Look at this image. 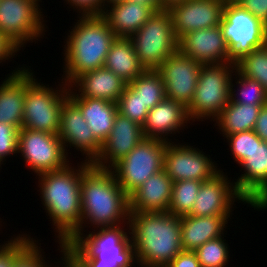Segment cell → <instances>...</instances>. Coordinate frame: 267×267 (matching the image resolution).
Segmentation results:
<instances>
[{
    "mask_svg": "<svg viewBox=\"0 0 267 267\" xmlns=\"http://www.w3.org/2000/svg\"><path fill=\"white\" fill-rule=\"evenodd\" d=\"M80 194V230L68 241H77L82 237L86 224L94 225V229L118 226L123 222L129 225V195L118 184L111 169L97 168L91 164L82 173Z\"/></svg>",
    "mask_w": 267,
    "mask_h": 267,
    "instance_id": "cell-1",
    "label": "cell"
},
{
    "mask_svg": "<svg viewBox=\"0 0 267 267\" xmlns=\"http://www.w3.org/2000/svg\"><path fill=\"white\" fill-rule=\"evenodd\" d=\"M82 162L77 169L70 166L72 163H68L62 169L38 175V187L40 186V197L45 212L55 226L54 232L58 233L57 242L62 244L80 230L82 173L91 165Z\"/></svg>",
    "mask_w": 267,
    "mask_h": 267,
    "instance_id": "cell-2",
    "label": "cell"
},
{
    "mask_svg": "<svg viewBox=\"0 0 267 267\" xmlns=\"http://www.w3.org/2000/svg\"><path fill=\"white\" fill-rule=\"evenodd\" d=\"M129 235L137 264L166 267L183 249L180 217L166 212H130Z\"/></svg>",
    "mask_w": 267,
    "mask_h": 267,
    "instance_id": "cell-3",
    "label": "cell"
},
{
    "mask_svg": "<svg viewBox=\"0 0 267 267\" xmlns=\"http://www.w3.org/2000/svg\"><path fill=\"white\" fill-rule=\"evenodd\" d=\"M79 15L64 46V83L70 86L82 74L104 67L115 34L101 15Z\"/></svg>",
    "mask_w": 267,
    "mask_h": 267,
    "instance_id": "cell-4",
    "label": "cell"
},
{
    "mask_svg": "<svg viewBox=\"0 0 267 267\" xmlns=\"http://www.w3.org/2000/svg\"><path fill=\"white\" fill-rule=\"evenodd\" d=\"M124 226L88 231L77 241H66L64 248L83 267H133L135 250Z\"/></svg>",
    "mask_w": 267,
    "mask_h": 267,
    "instance_id": "cell-5",
    "label": "cell"
},
{
    "mask_svg": "<svg viewBox=\"0 0 267 267\" xmlns=\"http://www.w3.org/2000/svg\"><path fill=\"white\" fill-rule=\"evenodd\" d=\"M25 67V103L22 128L58 135L62 105L69 98V86L61 82L53 89L33 77ZM59 89V90H58Z\"/></svg>",
    "mask_w": 267,
    "mask_h": 267,
    "instance_id": "cell-6",
    "label": "cell"
},
{
    "mask_svg": "<svg viewBox=\"0 0 267 267\" xmlns=\"http://www.w3.org/2000/svg\"><path fill=\"white\" fill-rule=\"evenodd\" d=\"M235 64L202 65L194 97L187 107L191 121H214L223 108L229 103L232 75L235 74Z\"/></svg>",
    "mask_w": 267,
    "mask_h": 267,
    "instance_id": "cell-7",
    "label": "cell"
},
{
    "mask_svg": "<svg viewBox=\"0 0 267 267\" xmlns=\"http://www.w3.org/2000/svg\"><path fill=\"white\" fill-rule=\"evenodd\" d=\"M226 41L227 63L236 64L255 49L267 45V25L235 1H227L220 23Z\"/></svg>",
    "mask_w": 267,
    "mask_h": 267,
    "instance_id": "cell-8",
    "label": "cell"
},
{
    "mask_svg": "<svg viewBox=\"0 0 267 267\" xmlns=\"http://www.w3.org/2000/svg\"><path fill=\"white\" fill-rule=\"evenodd\" d=\"M130 39L145 69H157L178 51V39L174 34L171 16L164 9L154 12Z\"/></svg>",
    "mask_w": 267,
    "mask_h": 267,
    "instance_id": "cell-9",
    "label": "cell"
},
{
    "mask_svg": "<svg viewBox=\"0 0 267 267\" xmlns=\"http://www.w3.org/2000/svg\"><path fill=\"white\" fill-rule=\"evenodd\" d=\"M166 145V141L145 137L127 156L110 168L128 195L150 176L163 170Z\"/></svg>",
    "mask_w": 267,
    "mask_h": 267,
    "instance_id": "cell-10",
    "label": "cell"
},
{
    "mask_svg": "<svg viewBox=\"0 0 267 267\" xmlns=\"http://www.w3.org/2000/svg\"><path fill=\"white\" fill-rule=\"evenodd\" d=\"M41 9L34 0H0V32L19 49L44 37Z\"/></svg>",
    "mask_w": 267,
    "mask_h": 267,
    "instance_id": "cell-11",
    "label": "cell"
},
{
    "mask_svg": "<svg viewBox=\"0 0 267 267\" xmlns=\"http://www.w3.org/2000/svg\"><path fill=\"white\" fill-rule=\"evenodd\" d=\"M19 153L36 175L62 169L70 162L58 135L27 128L19 130Z\"/></svg>",
    "mask_w": 267,
    "mask_h": 267,
    "instance_id": "cell-12",
    "label": "cell"
},
{
    "mask_svg": "<svg viewBox=\"0 0 267 267\" xmlns=\"http://www.w3.org/2000/svg\"><path fill=\"white\" fill-rule=\"evenodd\" d=\"M200 149L183 143L167 142L163 169L173 182L181 180L207 181L218 172V166Z\"/></svg>",
    "mask_w": 267,
    "mask_h": 267,
    "instance_id": "cell-13",
    "label": "cell"
},
{
    "mask_svg": "<svg viewBox=\"0 0 267 267\" xmlns=\"http://www.w3.org/2000/svg\"><path fill=\"white\" fill-rule=\"evenodd\" d=\"M202 64L179 51L169 56L158 68L165 87L166 98L190 105Z\"/></svg>",
    "mask_w": 267,
    "mask_h": 267,
    "instance_id": "cell-14",
    "label": "cell"
},
{
    "mask_svg": "<svg viewBox=\"0 0 267 267\" xmlns=\"http://www.w3.org/2000/svg\"><path fill=\"white\" fill-rule=\"evenodd\" d=\"M244 174L234 182L237 191L252 208H267V142L255 133V147L240 165Z\"/></svg>",
    "mask_w": 267,
    "mask_h": 267,
    "instance_id": "cell-15",
    "label": "cell"
},
{
    "mask_svg": "<svg viewBox=\"0 0 267 267\" xmlns=\"http://www.w3.org/2000/svg\"><path fill=\"white\" fill-rule=\"evenodd\" d=\"M224 0H183L167 9L177 39L189 32L217 27L223 17Z\"/></svg>",
    "mask_w": 267,
    "mask_h": 267,
    "instance_id": "cell-16",
    "label": "cell"
},
{
    "mask_svg": "<svg viewBox=\"0 0 267 267\" xmlns=\"http://www.w3.org/2000/svg\"><path fill=\"white\" fill-rule=\"evenodd\" d=\"M221 170L210 180L202 182L195 203L188 215L217 216L227 215L230 218L231 208L238 199L249 204L237 191L235 184L228 180Z\"/></svg>",
    "mask_w": 267,
    "mask_h": 267,
    "instance_id": "cell-17",
    "label": "cell"
},
{
    "mask_svg": "<svg viewBox=\"0 0 267 267\" xmlns=\"http://www.w3.org/2000/svg\"><path fill=\"white\" fill-rule=\"evenodd\" d=\"M58 137L62 140L67 156L69 145L86 155L84 161L92 164L101 152L102 145L93 136L81 110L69 98L62 105Z\"/></svg>",
    "mask_w": 267,
    "mask_h": 267,
    "instance_id": "cell-18",
    "label": "cell"
},
{
    "mask_svg": "<svg viewBox=\"0 0 267 267\" xmlns=\"http://www.w3.org/2000/svg\"><path fill=\"white\" fill-rule=\"evenodd\" d=\"M143 138L145 137L142 126L118 113L113 128L92 165L97 168L110 169L120 159L127 156Z\"/></svg>",
    "mask_w": 267,
    "mask_h": 267,
    "instance_id": "cell-19",
    "label": "cell"
},
{
    "mask_svg": "<svg viewBox=\"0 0 267 267\" xmlns=\"http://www.w3.org/2000/svg\"><path fill=\"white\" fill-rule=\"evenodd\" d=\"M178 51L202 65L227 63L228 47L220 25L183 35L178 39Z\"/></svg>",
    "mask_w": 267,
    "mask_h": 267,
    "instance_id": "cell-20",
    "label": "cell"
},
{
    "mask_svg": "<svg viewBox=\"0 0 267 267\" xmlns=\"http://www.w3.org/2000/svg\"><path fill=\"white\" fill-rule=\"evenodd\" d=\"M188 122L190 123L187 108L179 102L165 98L148 112L142 126L143 135L146 138L171 142L167 135L179 133Z\"/></svg>",
    "mask_w": 267,
    "mask_h": 267,
    "instance_id": "cell-21",
    "label": "cell"
},
{
    "mask_svg": "<svg viewBox=\"0 0 267 267\" xmlns=\"http://www.w3.org/2000/svg\"><path fill=\"white\" fill-rule=\"evenodd\" d=\"M126 85L119 76L102 67L79 76L69 86V97H91L117 103Z\"/></svg>",
    "mask_w": 267,
    "mask_h": 267,
    "instance_id": "cell-22",
    "label": "cell"
},
{
    "mask_svg": "<svg viewBox=\"0 0 267 267\" xmlns=\"http://www.w3.org/2000/svg\"><path fill=\"white\" fill-rule=\"evenodd\" d=\"M173 180L165 170L150 176L129 195L130 212H166L172 196Z\"/></svg>",
    "mask_w": 267,
    "mask_h": 267,
    "instance_id": "cell-23",
    "label": "cell"
},
{
    "mask_svg": "<svg viewBox=\"0 0 267 267\" xmlns=\"http://www.w3.org/2000/svg\"><path fill=\"white\" fill-rule=\"evenodd\" d=\"M154 12L147 5L123 0L105 6L101 16L116 37L130 38Z\"/></svg>",
    "mask_w": 267,
    "mask_h": 267,
    "instance_id": "cell-24",
    "label": "cell"
},
{
    "mask_svg": "<svg viewBox=\"0 0 267 267\" xmlns=\"http://www.w3.org/2000/svg\"><path fill=\"white\" fill-rule=\"evenodd\" d=\"M227 215L180 217L181 246L184 251H195L209 240L224 236L228 227Z\"/></svg>",
    "mask_w": 267,
    "mask_h": 267,
    "instance_id": "cell-25",
    "label": "cell"
},
{
    "mask_svg": "<svg viewBox=\"0 0 267 267\" xmlns=\"http://www.w3.org/2000/svg\"><path fill=\"white\" fill-rule=\"evenodd\" d=\"M16 69L0 84V122L20 130L25 103V66Z\"/></svg>",
    "mask_w": 267,
    "mask_h": 267,
    "instance_id": "cell-26",
    "label": "cell"
},
{
    "mask_svg": "<svg viewBox=\"0 0 267 267\" xmlns=\"http://www.w3.org/2000/svg\"><path fill=\"white\" fill-rule=\"evenodd\" d=\"M69 99L81 110L93 136L102 145L113 128L118 114L117 103L91 97H69Z\"/></svg>",
    "mask_w": 267,
    "mask_h": 267,
    "instance_id": "cell-27",
    "label": "cell"
},
{
    "mask_svg": "<svg viewBox=\"0 0 267 267\" xmlns=\"http://www.w3.org/2000/svg\"><path fill=\"white\" fill-rule=\"evenodd\" d=\"M104 67L127 84L137 78L145 68L140 64L130 38L116 37L110 46Z\"/></svg>",
    "mask_w": 267,
    "mask_h": 267,
    "instance_id": "cell-28",
    "label": "cell"
},
{
    "mask_svg": "<svg viewBox=\"0 0 267 267\" xmlns=\"http://www.w3.org/2000/svg\"><path fill=\"white\" fill-rule=\"evenodd\" d=\"M263 105L239 104L231 99L221 114L214 120L223 137L243 131L253 130Z\"/></svg>",
    "mask_w": 267,
    "mask_h": 267,
    "instance_id": "cell-29",
    "label": "cell"
},
{
    "mask_svg": "<svg viewBox=\"0 0 267 267\" xmlns=\"http://www.w3.org/2000/svg\"><path fill=\"white\" fill-rule=\"evenodd\" d=\"M128 85L138 93L149 111L166 98L163 80L157 69H145Z\"/></svg>",
    "mask_w": 267,
    "mask_h": 267,
    "instance_id": "cell-30",
    "label": "cell"
},
{
    "mask_svg": "<svg viewBox=\"0 0 267 267\" xmlns=\"http://www.w3.org/2000/svg\"><path fill=\"white\" fill-rule=\"evenodd\" d=\"M203 181L181 180L173 182L171 203L168 212L175 216L188 215L195 203Z\"/></svg>",
    "mask_w": 267,
    "mask_h": 267,
    "instance_id": "cell-31",
    "label": "cell"
},
{
    "mask_svg": "<svg viewBox=\"0 0 267 267\" xmlns=\"http://www.w3.org/2000/svg\"><path fill=\"white\" fill-rule=\"evenodd\" d=\"M236 86L239 88L236 90L233 87V77L231 80V93L230 99L234 103L239 104H252V105H265L267 104V91L265 88L256 80L241 75L237 70L235 71ZM238 78V79H237ZM237 91V93H236ZM237 98V99H236Z\"/></svg>",
    "mask_w": 267,
    "mask_h": 267,
    "instance_id": "cell-32",
    "label": "cell"
},
{
    "mask_svg": "<svg viewBox=\"0 0 267 267\" xmlns=\"http://www.w3.org/2000/svg\"><path fill=\"white\" fill-rule=\"evenodd\" d=\"M235 70L245 77L256 80L267 91V45L242 57L235 64Z\"/></svg>",
    "mask_w": 267,
    "mask_h": 267,
    "instance_id": "cell-33",
    "label": "cell"
},
{
    "mask_svg": "<svg viewBox=\"0 0 267 267\" xmlns=\"http://www.w3.org/2000/svg\"><path fill=\"white\" fill-rule=\"evenodd\" d=\"M218 237L199 246L194 252L201 267H224L228 263V243Z\"/></svg>",
    "mask_w": 267,
    "mask_h": 267,
    "instance_id": "cell-34",
    "label": "cell"
},
{
    "mask_svg": "<svg viewBox=\"0 0 267 267\" xmlns=\"http://www.w3.org/2000/svg\"><path fill=\"white\" fill-rule=\"evenodd\" d=\"M117 106L118 113L143 126L149 110L147 106H144L142 103L138 93L128 84L119 97Z\"/></svg>",
    "mask_w": 267,
    "mask_h": 267,
    "instance_id": "cell-35",
    "label": "cell"
},
{
    "mask_svg": "<svg viewBox=\"0 0 267 267\" xmlns=\"http://www.w3.org/2000/svg\"><path fill=\"white\" fill-rule=\"evenodd\" d=\"M225 138L229 142L234 161L241 165L255 147V132L248 130L227 135Z\"/></svg>",
    "mask_w": 267,
    "mask_h": 267,
    "instance_id": "cell-36",
    "label": "cell"
},
{
    "mask_svg": "<svg viewBox=\"0 0 267 267\" xmlns=\"http://www.w3.org/2000/svg\"><path fill=\"white\" fill-rule=\"evenodd\" d=\"M30 236L19 234L0 245V267L13 266L14 260L34 241Z\"/></svg>",
    "mask_w": 267,
    "mask_h": 267,
    "instance_id": "cell-37",
    "label": "cell"
},
{
    "mask_svg": "<svg viewBox=\"0 0 267 267\" xmlns=\"http://www.w3.org/2000/svg\"><path fill=\"white\" fill-rule=\"evenodd\" d=\"M19 130L12 125L0 122V160L2 163L11 155L18 154Z\"/></svg>",
    "mask_w": 267,
    "mask_h": 267,
    "instance_id": "cell-38",
    "label": "cell"
},
{
    "mask_svg": "<svg viewBox=\"0 0 267 267\" xmlns=\"http://www.w3.org/2000/svg\"><path fill=\"white\" fill-rule=\"evenodd\" d=\"M34 240L15 260L12 267H51L45 262L42 248ZM46 263V264H45ZM48 264V265H47Z\"/></svg>",
    "mask_w": 267,
    "mask_h": 267,
    "instance_id": "cell-39",
    "label": "cell"
},
{
    "mask_svg": "<svg viewBox=\"0 0 267 267\" xmlns=\"http://www.w3.org/2000/svg\"><path fill=\"white\" fill-rule=\"evenodd\" d=\"M73 9H78L76 12L81 13V16L101 15L104 10L103 0H65Z\"/></svg>",
    "mask_w": 267,
    "mask_h": 267,
    "instance_id": "cell-40",
    "label": "cell"
},
{
    "mask_svg": "<svg viewBox=\"0 0 267 267\" xmlns=\"http://www.w3.org/2000/svg\"><path fill=\"white\" fill-rule=\"evenodd\" d=\"M235 2L267 25V0H235Z\"/></svg>",
    "mask_w": 267,
    "mask_h": 267,
    "instance_id": "cell-41",
    "label": "cell"
},
{
    "mask_svg": "<svg viewBox=\"0 0 267 267\" xmlns=\"http://www.w3.org/2000/svg\"><path fill=\"white\" fill-rule=\"evenodd\" d=\"M166 267H201L194 251L182 250Z\"/></svg>",
    "mask_w": 267,
    "mask_h": 267,
    "instance_id": "cell-42",
    "label": "cell"
},
{
    "mask_svg": "<svg viewBox=\"0 0 267 267\" xmlns=\"http://www.w3.org/2000/svg\"><path fill=\"white\" fill-rule=\"evenodd\" d=\"M19 49L10 39L0 32V63L15 57ZM12 57V58H11Z\"/></svg>",
    "mask_w": 267,
    "mask_h": 267,
    "instance_id": "cell-43",
    "label": "cell"
},
{
    "mask_svg": "<svg viewBox=\"0 0 267 267\" xmlns=\"http://www.w3.org/2000/svg\"><path fill=\"white\" fill-rule=\"evenodd\" d=\"M253 131L262 141L267 142V104L261 107Z\"/></svg>",
    "mask_w": 267,
    "mask_h": 267,
    "instance_id": "cell-44",
    "label": "cell"
},
{
    "mask_svg": "<svg viewBox=\"0 0 267 267\" xmlns=\"http://www.w3.org/2000/svg\"><path fill=\"white\" fill-rule=\"evenodd\" d=\"M60 248H61V253H62V257L60 259H62L64 262L62 265V267H83L65 248L64 245L62 243H59Z\"/></svg>",
    "mask_w": 267,
    "mask_h": 267,
    "instance_id": "cell-45",
    "label": "cell"
},
{
    "mask_svg": "<svg viewBox=\"0 0 267 267\" xmlns=\"http://www.w3.org/2000/svg\"><path fill=\"white\" fill-rule=\"evenodd\" d=\"M134 3L144 4L151 7L155 12L162 10L159 0H129Z\"/></svg>",
    "mask_w": 267,
    "mask_h": 267,
    "instance_id": "cell-46",
    "label": "cell"
},
{
    "mask_svg": "<svg viewBox=\"0 0 267 267\" xmlns=\"http://www.w3.org/2000/svg\"><path fill=\"white\" fill-rule=\"evenodd\" d=\"M183 0H159L160 8L167 10L169 7L182 2Z\"/></svg>",
    "mask_w": 267,
    "mask_h": 267,
    "instance_id": "cell-47",
    "label": "cell"
},
{
    "mask_svg": "<svg viewBox=\"0 0 267 267\" xmlns=\"http://www.w3.org/2000/svg\"><path fill=\"white\" fill-rule=\"evenodd\" d=\"M118 1H123V0H103V5L105 7L107 5H110L111 3L118 2Z\"/></svg>",
    "mask_w": 267,
    "mask_h": 267,
    "instance_id": "cell-48",
    "label": "cell"
}]
</instances>
